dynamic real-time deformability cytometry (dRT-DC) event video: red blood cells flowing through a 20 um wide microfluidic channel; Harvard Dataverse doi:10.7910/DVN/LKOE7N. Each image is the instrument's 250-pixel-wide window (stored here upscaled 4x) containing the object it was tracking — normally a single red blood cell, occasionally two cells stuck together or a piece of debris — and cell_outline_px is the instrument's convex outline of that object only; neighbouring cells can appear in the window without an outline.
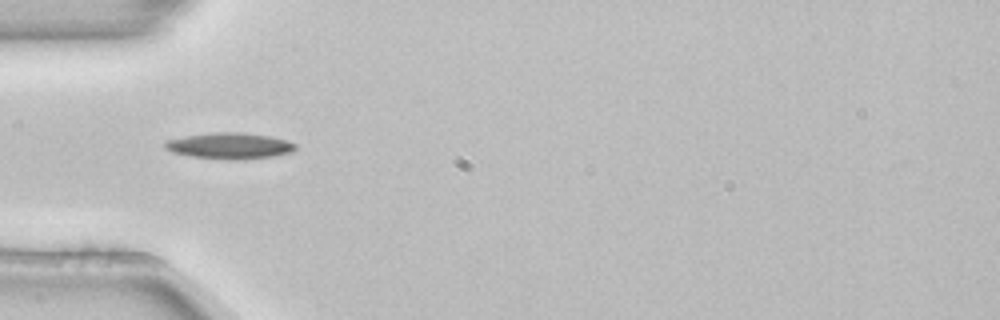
{"species": "common noctule bat (a hibernating species)", "species_latin": "Nyctalus noctula", "temperature_condition": "room temperature", "stored_images_in_passage": 31, "camera_frame_rate_fps": 3000, "um_per_image_px": 0.085, "animal": {"sex": "female", "body_mass_g": 22.7, "forearm_length_mm": 54.2}, "frame": {"image": 1, "passage_image": 1, "time_ms": 0.0, "image_size_px": [1000, 320], "cell_outline_px": [[296, 148], [292, 152], [272, 156], [192, 156], [172, 152], [164, 148], [164, 140], [184, 136], [212, 132], [244, 132], [268, 136], [284, 140], [296, 144]], "centroid_in_image_um": [19.45, 12.32], "position_along_channel_um": 65.5, "area_um2": 18.61}}
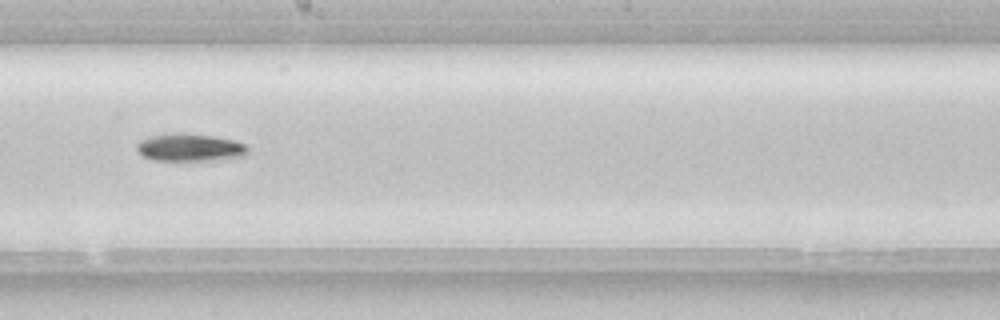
{"frame": {"image": 2, "passage_image": 14, "time_ms": 4.333, "image_size_px": [1000, 320], "cell_outline_px": [[248, 152], [244, 156], [220, 160], [152, 160], [144, 156], [136, 148], [136, 144], [140, 140], [152, 136], [212, 136], [236, 140], [244, 144], [248, 148]], "centroid_in_image_um": [16.21, 12.59], "position_along_channel_um": 232.0, "area_um2": 16.99}}
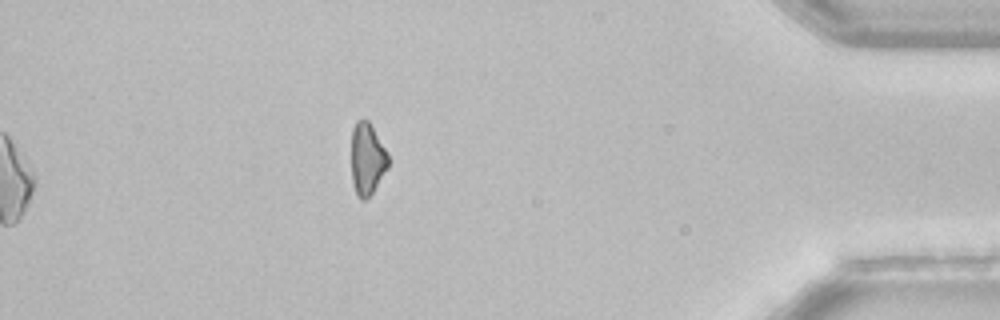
{"frame": {"image": 3, "passage_image": 31, "time_ms": 10.0, "image_size_px": [1000, 320], "cell_outline_px": [[388, 168], [372, 192], [364, 200], [360, 200], [356, 192], [352, 180], [352, 128], [356, 120], [368, 120], [388, 152]], "centroid_in_image_um": [31.21, 13.49], "position_along_channel_um": 404.0, "area_um2": 15.32}, "authors_computed_cell_mechanics": {"area_um2": 17.8024, "velocity_mm_per_s": 3.8678, "shape_relaxation_time_tau1_ms": 3.0556, "shape_relaxation_time_tau2_ms": null, "deformation_change_tau1": 0.1043, "deformation_change_tau2": null}}